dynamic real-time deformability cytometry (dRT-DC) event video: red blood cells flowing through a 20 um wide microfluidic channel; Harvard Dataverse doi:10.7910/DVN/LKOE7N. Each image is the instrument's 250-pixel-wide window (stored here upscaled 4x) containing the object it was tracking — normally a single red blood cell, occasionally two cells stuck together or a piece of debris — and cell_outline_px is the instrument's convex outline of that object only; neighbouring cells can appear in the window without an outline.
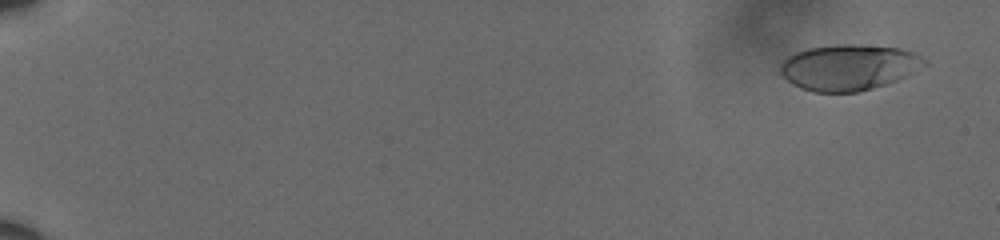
{"species": "human", "species_latin": "Homo sapiens", "temperature_condition": "cold", "stored_images_in_passage": 61, "camera_frame_rate_fps": 3000, "um_per_image_px": 0.085, "donor": {"sex": "male"}, "frame": {"image": 1, "passage_image": 4, "time_ms": 1.0, "image_size_px": [1000, 240], "cell_outline_px": [[928, 64], [896, 80], [860, 92], [812, 92], [800, 88], [792, 84], [780, 72], [780, 64], [788, 56], [796, 52], [808, 48], [836, 44], [856, 44], [900, 48], [912, 52], [920, 56]], "centroid_in_image_um": [72.11, 5.72], "position_along_channel_um": 12.9, "area_um2": 38.32}}
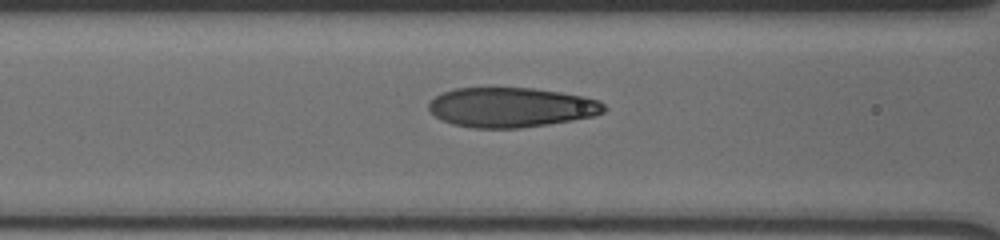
{"frame": {"image": 2, "passage_image": 29, "time_ms": 9.333, "image_size_px": [1000, 240], "cell_outline_px": [[604, 112], [592, 116], [572, 120], [548, 124], [520, 128], [472, 128], [452, 124], [440, 120], [428, 108], [428, 100], [444, 92], [456, 88], [532, 88], [560, 92], [584, 96], [600, 100], [604, 104]], "centroid_in_image_um": [43.42, 9.12], "position_along_channel_um": 123.2, "area_um2": 40.63}}
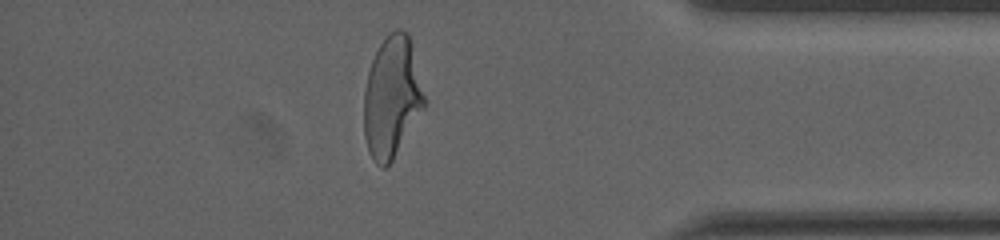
{"frame": {"image": 3, "passage_image": 54, "time_ms": 17.667, "image_size_px": [1000, 240], "cell_outline_px": [[424, 108], [392, 160], [384, 168], [376, 164], [372, 160], [368, 152], [364, 136], [364, 92], [368, 72], [372, 60], [384, 36], [388, 32], [396, 28], [400, 28], [408, 32], [424, 96]], "centroid_in_image_um": [33.27, 8.25], "position_along_channel_um": 401.9, "area_um2": 42.31}, "authors_computed_cell_mechanics": {"area_um2": 40.6912, "velocity_mm_per_s": 3.6145, "shape_relaxation_time_tau1_ms": 6.2411, "shape_relaxation_time_tau2_ms": 0.7609, "deformation_change_tau1": 0.2395, "deformation_change_tau2": 0.0763}}